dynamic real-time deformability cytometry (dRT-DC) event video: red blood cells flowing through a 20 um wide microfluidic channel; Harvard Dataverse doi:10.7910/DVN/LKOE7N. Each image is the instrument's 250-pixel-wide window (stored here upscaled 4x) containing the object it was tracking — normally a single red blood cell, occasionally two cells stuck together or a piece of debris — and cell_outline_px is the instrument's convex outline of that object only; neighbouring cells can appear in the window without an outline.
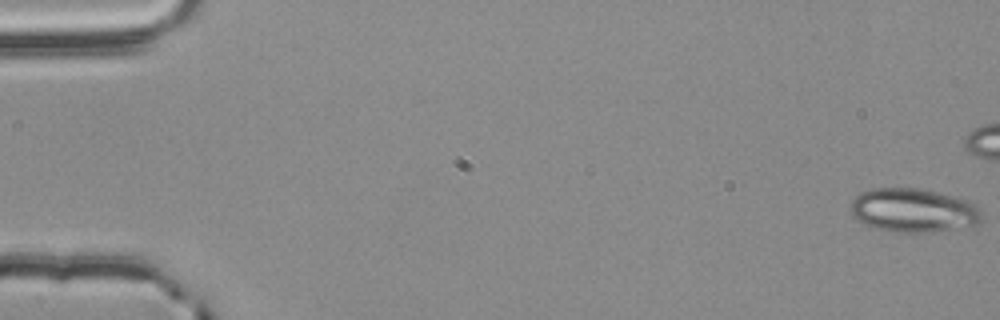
{"species": "common noctule bat (a hibernating species)", "species_latin": "Nyctalus noctula", "temperature_condition": "room temperature", "stored_images_in_passage": 46, "camera_frame_rate_fps": 3000, "um_per_image_px": 0.085, "animal": {"sex": "male", "body_mass_g": 20.4}, "frame": {"image": 1, "passage_image": 1, "time_ms": 0.0, "image_size_px": [1000, 320], "cell_outline_px": [[980, 220], [976, 224], [928, 232], [896, 232], [876, 228], [864, 224], [856, 220], [852, 216], [852, 200], [860, 192], [872, 188], [916, 188], [936, 192], [968, 200], [976, 204], [980, 208]], "centroid_in_image_um": [77.59, 17.87], "position_along_channel_um": 7.4, "area_um2": 33.12}}
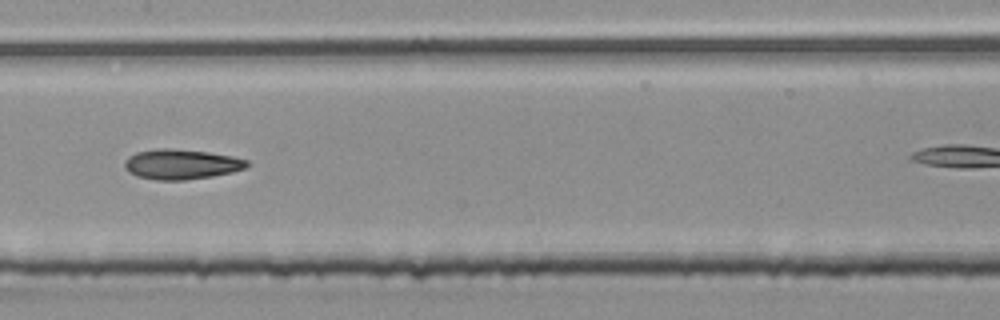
{"frame": {"image": 2, "passage_image": 29, "time_ms": 9.333, "image_size_px": [1000, 320], "cell_outline_px": [[248, 164], [244, 168], [232, 172], [212, 176], [184, 180], [156, 180], [136, 176], [128, 172], [124, 168], [124, 160], [128, 156], [136, 152], [156, 148], [172, 148], [208, 152], [232, 156], [248, 160]], "centroid_in_image_um": [15.35, 13.95], "position_along_channel_um": 192.0, "area_um2": 21.56}}
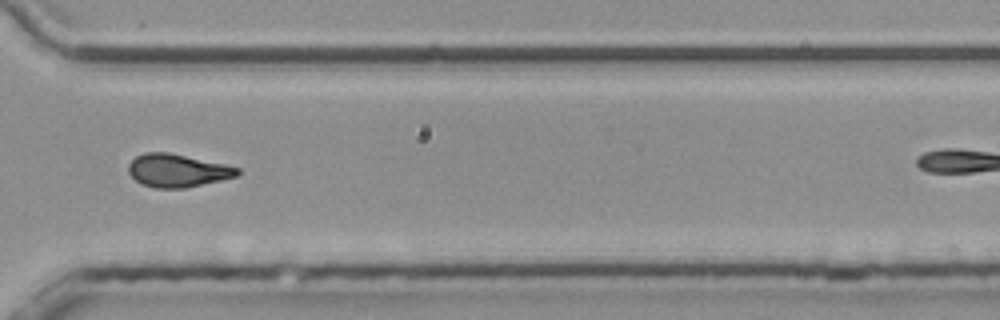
{"frame": {"image": 3, "passage_image": 42, "time_ms": 13.667, "image_size_px": [1000, 320], "cell_outline_px": [[240, 172], [236, 176], [220, 180], [184, 188], [156, 188], [144, 184], [136, 180], [128, 172], [128, 164], [136, 156], [144, 152], [168, 152], [224, 164], [240, 168]], "centroid_in_image_um": [15.06, 14.48], "position_along_channel_um": 355.5, "area_um2": 20.69}}